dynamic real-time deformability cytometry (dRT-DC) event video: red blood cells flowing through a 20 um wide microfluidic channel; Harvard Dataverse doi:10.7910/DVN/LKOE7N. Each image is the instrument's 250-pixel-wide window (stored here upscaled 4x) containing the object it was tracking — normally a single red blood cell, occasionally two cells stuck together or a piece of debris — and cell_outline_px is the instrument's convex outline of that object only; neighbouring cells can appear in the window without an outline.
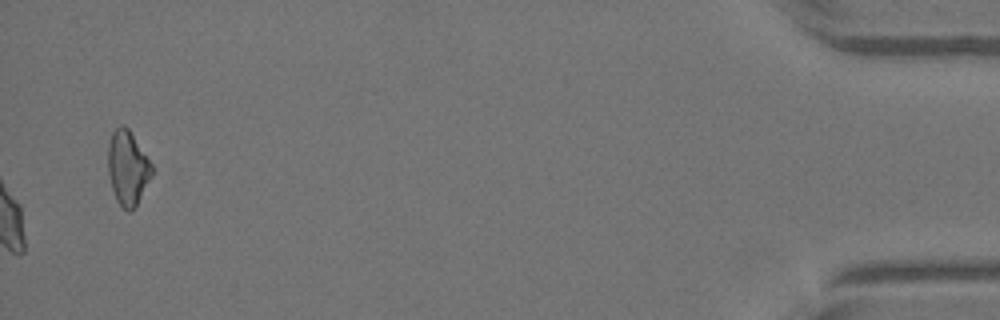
{"species": "Egyptian fruit bat (a non-hibernating species)", "species_latin": "Rousettus aegyptiacus", "temperature_condition": "warm", "stored_images_in_passage": 50, "camera_frame_rate_fps": 3000, "um_per_image_px": 0.085, "animal": {"sex": "female"}, "frame": {"image": 1, "passage_image": 50, "time_ms": 16.333, "image_size_px": [1000, 320], "cell_outline_px": [[152, 176], [136, 208], [132, 212], [128, 212], [116, 200], [108, 176], [108, 144], [112, 132], [120, 124], [124, 124], [128, 128], [152, 164]], "centroid_in_image_um": [10.85, 14.3], "position_along_channel_um": 424.4, "area_um2": 19.19}}